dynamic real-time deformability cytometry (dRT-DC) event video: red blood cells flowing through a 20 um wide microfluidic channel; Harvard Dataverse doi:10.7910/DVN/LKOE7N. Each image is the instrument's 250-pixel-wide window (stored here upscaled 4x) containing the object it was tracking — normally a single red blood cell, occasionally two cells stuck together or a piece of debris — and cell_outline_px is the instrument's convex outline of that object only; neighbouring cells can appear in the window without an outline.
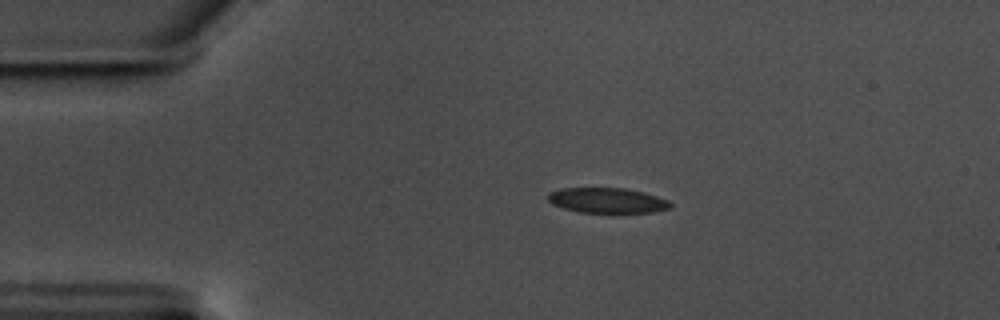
{"species": "common noctule bat (a hibernating species)", "species_latin": "Nyctalus noctula", "temperature_condition": "warm", "stored_images_in_passage": 47, "camera_frame_rate_fps": 3000, "um_per_image_px": 0.085, "animal": {"sex": "male", "body_mass_g": 17.5, "forearm_length_mm": 52.3}, "frame": {"image": 1, "passage_image": 1, "time_ms": 0.0, "image_size_px": [1000, 320], "cell_outline_px": [[672, 208], [652, 212], [616, 216], [580, 212], [564, 208], [552, 204], [548, 200], [548, 192], [560, 188], [624, 188], [644, 192], [668, 200], [672, 204]], "centroid_in_image_um": [51.65, 17.09], "position_along_channel_um": 33.3, "area_um2": 18.96}}
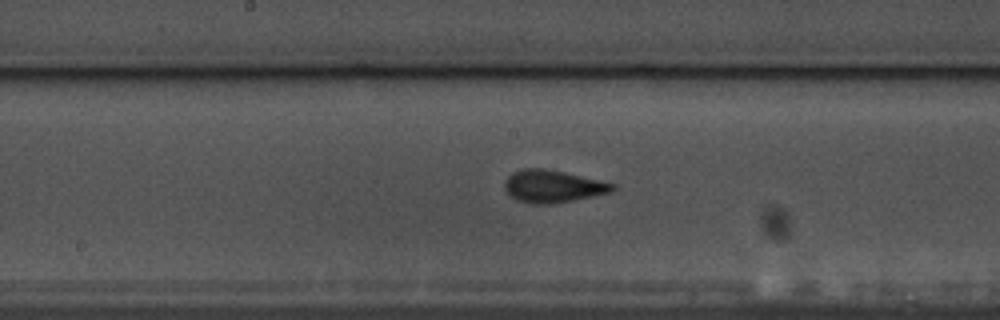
{"frame": {"image": 2, "passage_image": 19, "time_ms": 6.0, "image_size_px": [1000, 320], "cell_outline_px": [[616, 188], [612, 192], [552, 204], [528, 204], [516, 200], [504, 188], [504, 180], [512, 172], [524, 168], [548, 168], [616, 184]], "centroid_in_image_um": [46.97, 15.83], "position_along_channel_um": 201.2, "area_um2": 20.52}}
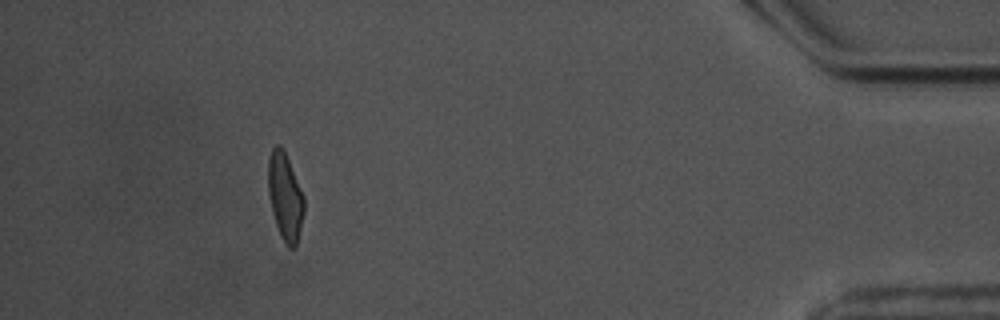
{"frame": {"image": 3, "passage_image": 42, "time_ms": 13.667, "image_size_px": [1000, 320], "cell_outline_px": [[304, 212], [296, 248], [288, 248], [284, 244], [280, 236], [272, 212], [268, 192], [268, 160], [272, 148], [276, 144], [280, 144], [284, 148], [304, 196]], "centroid_in_image_um": [24.23, 16.71], "position_along_channel_um": 411.0, "area_um2": 18.55}, "authors_computed_cell_mechanics": {"area_um2": 19.2474, "velocity_mm_per_s": 3.5163, "shape_relaxation_time_tau1_ms": 5.4158, "shape_relaxation_time_tau2_ms": 0.711, "deformation_change_tau1": 0.153, "deformation_change_tau2": 0.0723}}